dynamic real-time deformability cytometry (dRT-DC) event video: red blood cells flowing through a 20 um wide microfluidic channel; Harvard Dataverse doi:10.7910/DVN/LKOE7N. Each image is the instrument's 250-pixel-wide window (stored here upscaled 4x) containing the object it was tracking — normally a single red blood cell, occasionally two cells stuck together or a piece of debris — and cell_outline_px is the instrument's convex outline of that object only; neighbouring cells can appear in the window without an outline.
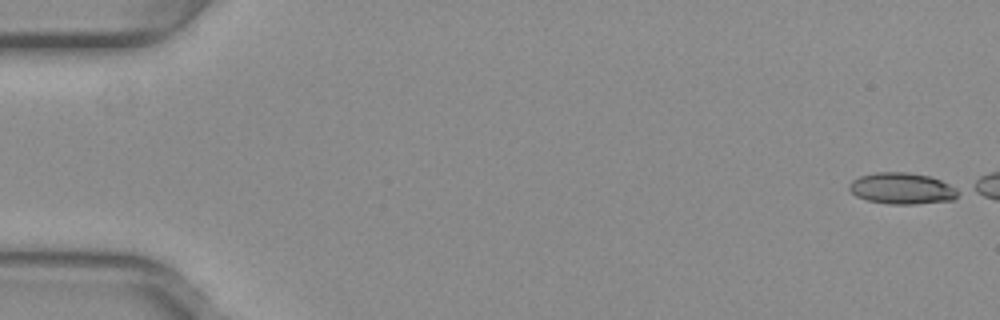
{"species": "common noctule bat (a hibernating species)", "species_latin": "Nyctalus noctula", "temperature_condition": "warm", "stored_images_in_passage": 6, "camera_frame_rate_fps": 3000, "um_per_image_px": 0.085, "animal": {"sex": "female", "body_mass_g": 29.2, "forearm_length_mm": 56.3}, "frame": {"image": 1, "passage_image": 1, "time_ms": 0.0, "image_size_px": [1000, 320], "cell_outline_px": [[956, 196], [952, 200], [916, 204], [888, 204], [868, 200], [856, 196], [848, 188], [848, 184], [852, 180], [860, 176], [876, 172], [908, 172], [928, 176], [940, 180], [956, 188]], "centroid_in_image_um": [76.61, 16.01], "position_along_channel_um": 8.4, "area_um2": 19.71}}